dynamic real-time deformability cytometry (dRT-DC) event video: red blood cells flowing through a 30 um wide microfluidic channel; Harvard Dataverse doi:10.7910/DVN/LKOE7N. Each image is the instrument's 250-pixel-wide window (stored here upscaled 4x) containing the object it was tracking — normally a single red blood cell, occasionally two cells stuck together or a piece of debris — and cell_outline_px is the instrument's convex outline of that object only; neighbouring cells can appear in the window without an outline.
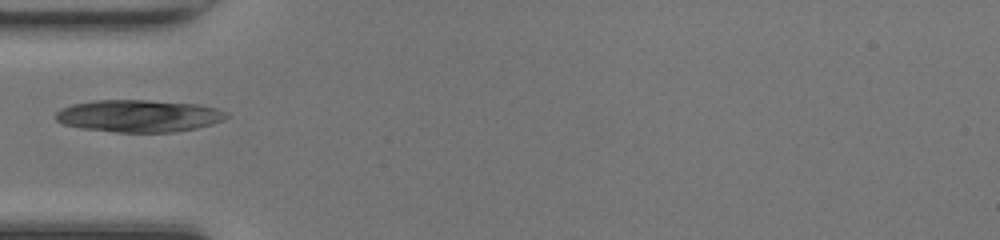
{"species": "common noctule bat (a hibernating species)", "species_latin": "Nyctalus noctula", "temperature_condition": "room temperature", "stored_images_in_passage": 13, "camera_frame_rate_fps": 3000, "um_per_image_px": 0.085, "animal": {"sex": "female", "body_mass_g": 17.0, "forearm_length_mm": 48.0}, "frame": {"image": 1, "passage_image": 1, "time_ms": 0.0, "image_size_px": [1000, 240], "cell_outline_px": [[232, 116], [224, 120], [212, 124], [196, 128], [172, 132], [116, 132], [80, 128], [64, 124], [56, 120], [56, 112], [60, 108], [72, 104], [96, 100], [148, 100], [200, 104], [216, 108], [228, 112]], "centroid_in_image_um": [11.84, 9.85], "position_along_channel_um": 73.2, "area_um2": 32.31}}
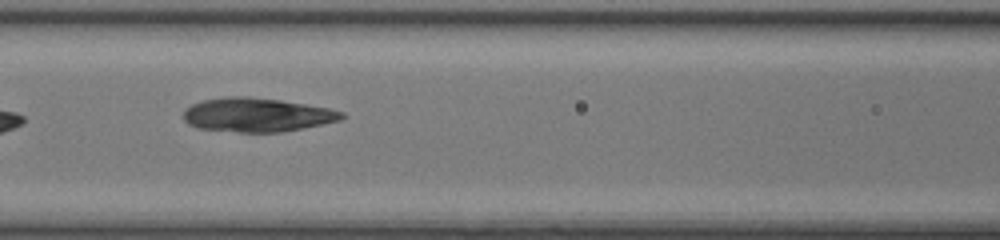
{"frame": {"image": 2, "passage_image": 6, "time_ms": 1.667, "image_size_px": [1000, 240], "cell_outline_px": [[344, 116], [340, 120], [280, 132], [240, 132], [196, 128], [188, 124], [184, 120], [184, 112], [192, 104], [204, 100], [228, 96], [248, 96], [280, 100], [328, 108], [344, 112]], "centroid_in_image_um": [21.8, 9.76], "position_along_channel_um": 144.8, "area_um2": 30.92}}